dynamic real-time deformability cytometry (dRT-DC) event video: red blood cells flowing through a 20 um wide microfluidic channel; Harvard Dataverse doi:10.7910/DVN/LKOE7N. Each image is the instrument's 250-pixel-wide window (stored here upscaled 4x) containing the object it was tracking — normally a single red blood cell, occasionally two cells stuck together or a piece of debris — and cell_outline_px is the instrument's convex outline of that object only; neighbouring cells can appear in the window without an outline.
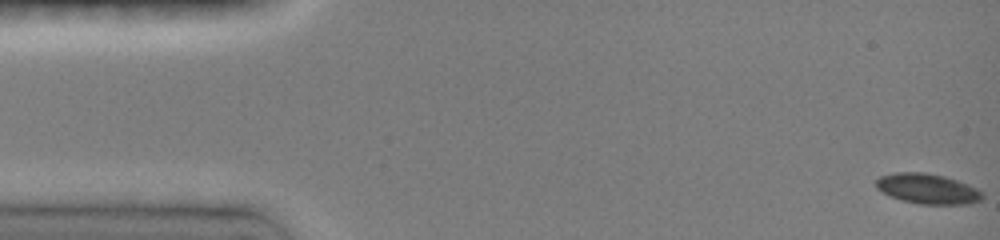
{"species": "common noctule bat (a hibernating species)", "species_latin": "Nyctalus noctula", "temperature_condition": "room temperature", "stored_images_in_passage": 48, "camera_frame_rate_fps": 3000, "um_per_image_px": 0.085, "animal": {"sex": "female", "body_mass_g": 19.0, "forearm_length_mm": 51.5}, "frame": {"image": 1, "passage_image": 1, "time_ms": 0.0, "image_size_px": [1000, 240], "cell_outline_px": [[984, 196], [980, 200], [968, 204], [920, 204], [904, 200], [892, 196], [876, 188], [876, 180], [880, 176], [896, 172], [924, 172], [944, 176], [968, 184], [984, 192]], "centroid_in_image_um": [78.88, 16.04], "position_along_channel_um": 6.1, "area_um2": 18.55}}
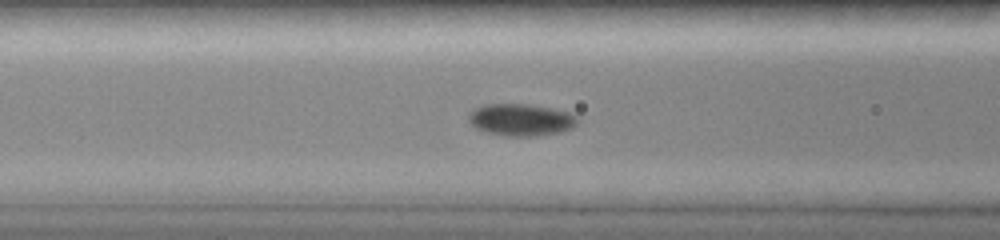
{"frame": {"image": 2, "passage_image": 19, "time_ms": 6.0, "image_size_px": [1000, 240], "cell_outline_px": [[580, 120], [572, 128], [560, 132], [536, 136], [504, 136], [488, 132], [476, 128], [468, 120], [468, 112], [484, 104], [528, 104], [552, 108], [568, 112], [576, 116]], "centroid_in_image_um": [44.28, 10.18], "position_along_channel_um": 122.3, "area_um2": 20.4}}
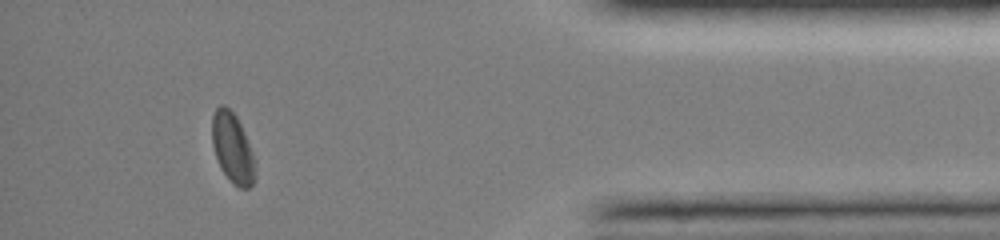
{"frame": {"image": 3, "passage_image": 43, "time_ms": 14.0, "image_size_px": [1000, 240], "cell_outline_px": [[256, 176], [252, 184], [248, 188], [240, 188], [232, 184], [228, 180], [220, 168], [212, 144], [212, 116], [216, 108], [220, 104], [224, 104], [236, 116], [244, 132], [252, 152]], "centroid_in_image_um": [19.75, 12.6], "position_along_channel_um": 415.5, "area_um2": 17.57}, "authors_computed_cell_mechanics": {"area_um2": 18.7272, "velocity_mm_per_s": 4.0641, "shape_relaxation_time_tau1_ms": 2.2365, "shape_relaxation_time_tau2_ms": null, "deformation_change_tau1": 0.0729, "deformation_change_tau2": null}}